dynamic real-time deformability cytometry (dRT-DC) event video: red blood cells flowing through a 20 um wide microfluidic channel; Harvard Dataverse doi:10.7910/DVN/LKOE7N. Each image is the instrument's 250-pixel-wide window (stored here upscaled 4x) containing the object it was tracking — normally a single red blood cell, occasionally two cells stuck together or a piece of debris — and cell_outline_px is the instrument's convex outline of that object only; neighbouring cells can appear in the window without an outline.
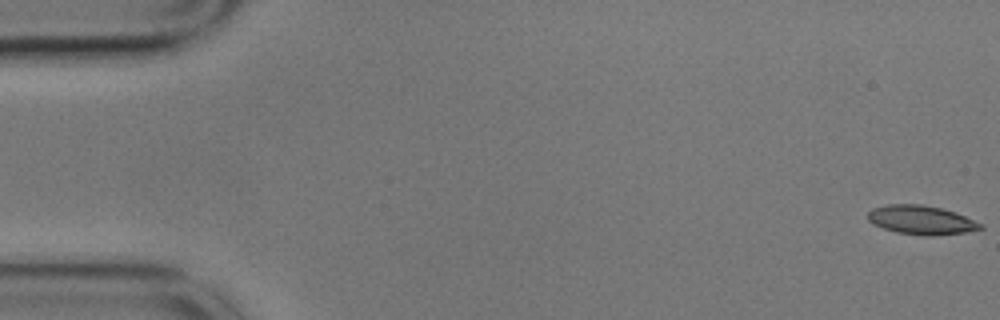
{"species": "common noctule bat (a hibernating species)", "species_latin": "Nyctalus noctula", "temperature_condition": "cold", "stored_images_in_passage": 11, "camera_frame_rate_fps": 3000, "um_per_image_px": 0.085, "animal": {"sex": "male", "body_mass_g": 17.9}, "frame": {"image": 1, "passage_image": 1, "time_ms": 0.0, "image_size_px": [1000, 320], "cell_outline_px": [[984, 228], [964, 232], [932, 236], [924, 236], [896, 232], [872, 224], [868, 220], [868, 212], [872, 208], [888, 204], [920, 204], [940, 208], [956, 212], [984, 224]], "centroid_in_image_um": [78.31, 18.7], "position_along_channel_um": 6.7, "area_um2": 19.07}}